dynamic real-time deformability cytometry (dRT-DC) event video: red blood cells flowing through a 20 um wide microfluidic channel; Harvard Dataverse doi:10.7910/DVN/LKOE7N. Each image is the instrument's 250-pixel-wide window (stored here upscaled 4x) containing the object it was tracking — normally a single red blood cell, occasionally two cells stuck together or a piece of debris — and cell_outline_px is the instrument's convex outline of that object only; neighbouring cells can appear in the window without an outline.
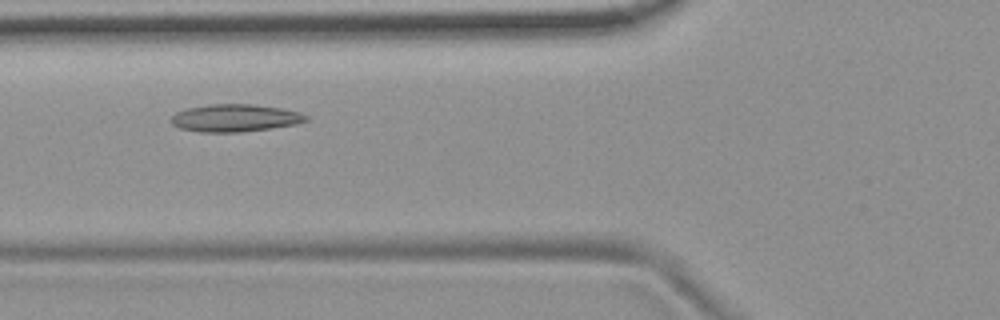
{"species": "common noctule bat (a hibernating species)", "species_latin": "Nyctalus noctula", "temperature_condition": "room temperature", "stored_images_in_passage": 12, "camera_frame_rate_fps": 3000, "um_per_image_px": 0.085, "animal": {"sex": "female", "body_mass_g": 19.9}, "frame": {"image": 1, "passage_image": 3, "time_ms": 0.667, "image_size_px": [1000, 320], "cell_outline_px": [[308, 120], [296, 124], [272, 128], [240, 132], [200, 132], [180, 128], [172, 124], [168, 120], [176, 112], [188, 108], [208, 104], [256, 104], [280, 108], [300, 112], [308, 116]], "centroid_in_image_um": [19.97, 10.03], "position_along_channel_um": 105.8, "area_um2": 21.73}}
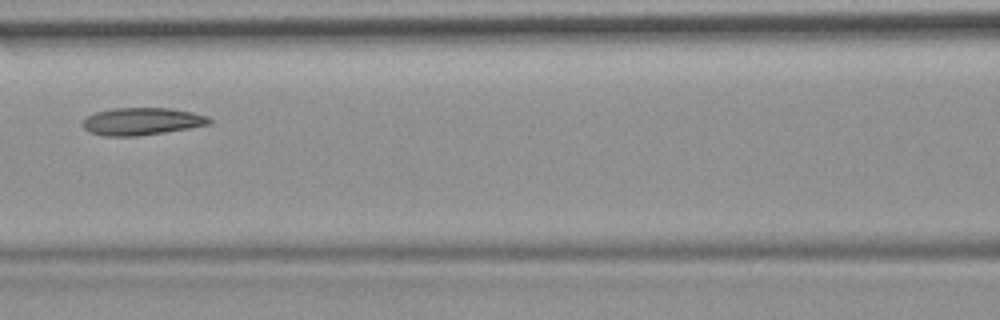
{"frame": {"image": 2, "passage_image": 4, "time_ms": 1.0, "image_size_px": [1000, 320], "cell_outline_px": [[212, 124], [140, 136], [104, 136], [88, 132], [84, 128], [84, 120], [88, 116], [96, 112], [112, 108], [168, 108], [192, 112], [208, 116], [212, 120]], "centroid_in_image_um": [12.07, 10.32], "position_along_channel_um": 154.5, "area_um2": 20.17}}